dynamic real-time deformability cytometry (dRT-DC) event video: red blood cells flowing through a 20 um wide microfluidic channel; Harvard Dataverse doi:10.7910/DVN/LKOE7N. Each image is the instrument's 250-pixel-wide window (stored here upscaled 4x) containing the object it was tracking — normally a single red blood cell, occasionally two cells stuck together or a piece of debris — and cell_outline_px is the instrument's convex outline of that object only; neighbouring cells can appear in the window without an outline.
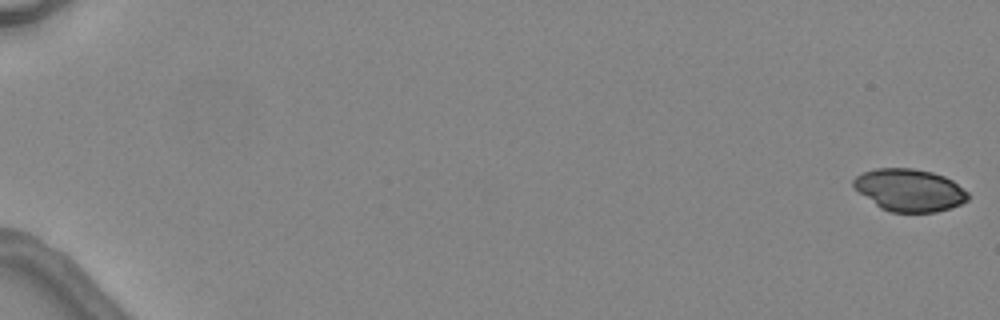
{"species": "common noctule bat (a hibernating species)", "species_latin": "Nyctalus noctula", "temperature_condition": "warm", "stored_images_in_passage": 7, "camera_frame_rate_fps": 3000, "um_per_image_px": 0.085, "animal": {"sex": "female", "body_mass_g": 24.6, "forearm_length_mm": 56.2}, "frame": {"image": 1, "passage_image": 1, "time_ms": 0.0, "image_size_px": [1000, 320], "cell_outline_px": [[968, 200], [960, 204], [936, 212], [892, 212], [880, 208], [860, 192], [852, 184], [852, 180], [856, 176], [864, 172], [876, 168], [912, 168], [932, 172], [944, 176], [952, 180], [968, 192]], "centroid_in_image_um": [77.31, 16.15], "position_along_channel_um": 7.7, "area_um2": 28.03}}
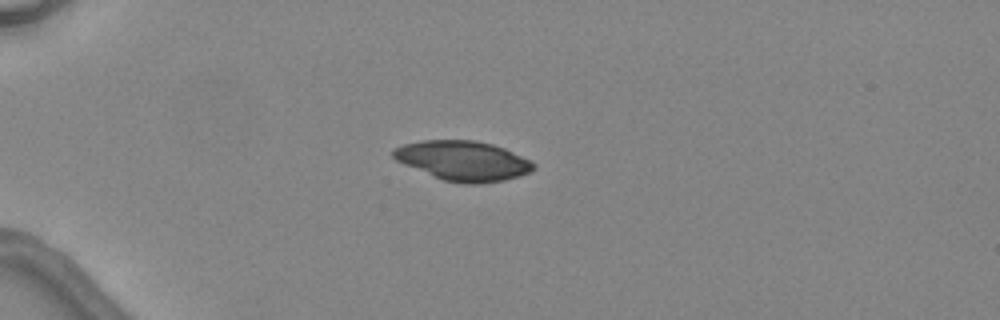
{"frame": {"image": 2, "passage_image": 4, "time_ms": 4.667, "image_size_px": [1000, 320], "cell_outline_px": [[536, 168], [532, 172], [520, 176], [504, 180], [480, 184], [468, 184], [444, 180], [404, 164], [396, 160], [392, 156], [392, 148], [404, 144], [420, 140], [476, 140], [492, 144], [504, 148], [536, 164]], "centroid_in_image_um": [39.37, 13.66], "position_along_channel_um": 45.6, "area_um2": 32.43}}